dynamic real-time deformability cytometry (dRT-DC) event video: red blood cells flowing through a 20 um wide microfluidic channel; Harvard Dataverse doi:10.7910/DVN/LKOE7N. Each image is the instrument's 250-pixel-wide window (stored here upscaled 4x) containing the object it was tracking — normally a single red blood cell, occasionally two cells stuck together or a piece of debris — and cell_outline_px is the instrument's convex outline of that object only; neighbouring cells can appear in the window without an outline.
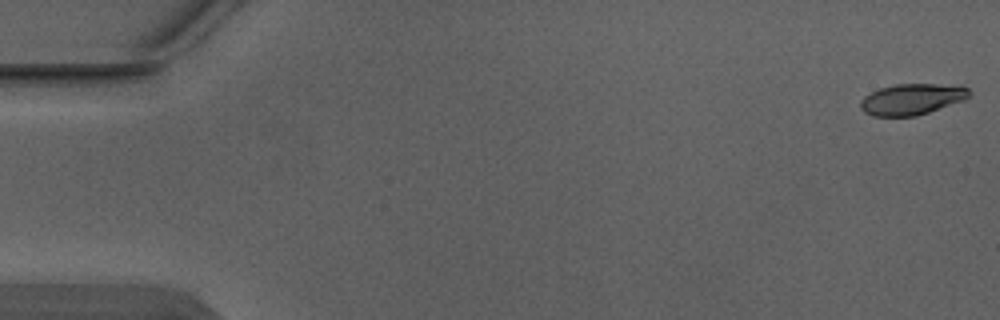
{"species": "Egyptian fruit bat (a non-hibernating species)", "species_latin": "Rousettus aegyptiacus", "temperature_condition": "warm", "stored_images_in_passage": 5, "camera_frame_rate_fps": 3000, "um_per_image_px": 0.085, "animal": {"sex": "male"}, "frame": {"image": 1, "passage_image": 1, "time_ms": 0.0, "image_size_px": [1000, 320], "cell_outline_px": [[968, 96], [964, 100], [916, 116], [872, 116], [864, 112], [860, 108], [860, 100], [864, 96], [880, 88], [896, 84], [936, 84], [968, 88]], "centroid_in_image_um": [77.43, 8.44], "position_along_channel_um": 7.6, "area_um2": 19.36}}
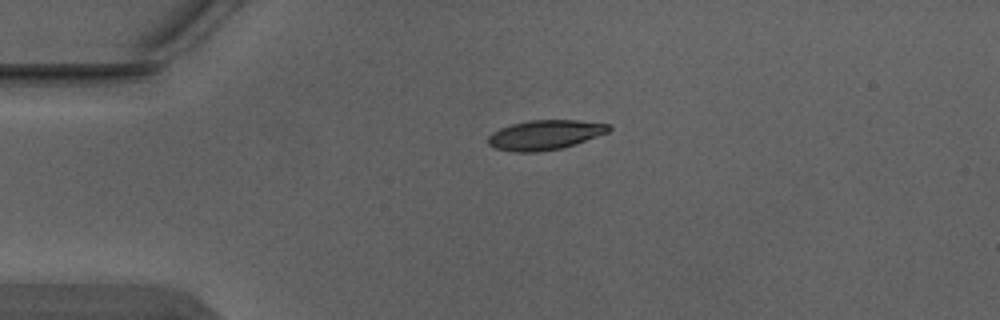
{"frame": {"image": 2, "passage_image": 4, "time_ms": 1.0, "image_size_px": [1000, 320], "cell_outline_px": [[612, 128], [608, 132], [576, 144], [560, 148], [536, 152], [516, 152], [496, 148], [488, 144], [488, 136], [492, 132], [500, 128], [512, 124], [528, 120], [576, 120], [608, 124]], "centroid_in_image_um": [46.31, 11.46], "position_along_channel_um": 38.7, "area_um2": 20.75}}